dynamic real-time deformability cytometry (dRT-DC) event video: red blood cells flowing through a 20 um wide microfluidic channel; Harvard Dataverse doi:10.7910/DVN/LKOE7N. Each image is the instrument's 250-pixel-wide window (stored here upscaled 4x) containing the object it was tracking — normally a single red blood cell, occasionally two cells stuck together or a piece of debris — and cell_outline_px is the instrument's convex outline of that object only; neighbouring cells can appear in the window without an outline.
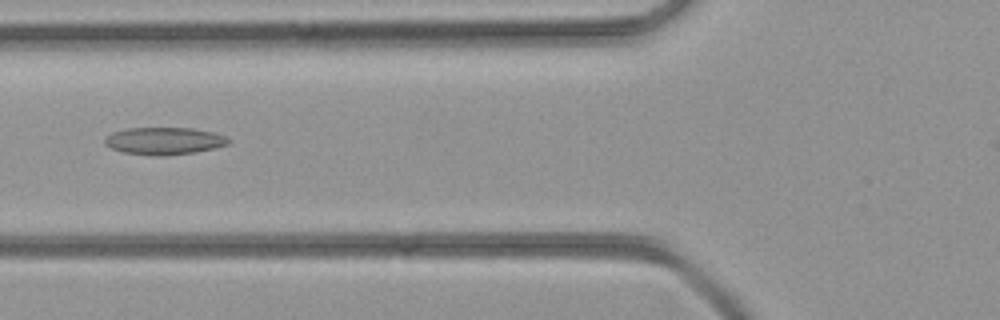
{"species": "common noctule bat (a hibernating species)", "species_latin": "Nyctalus noctula", "temperature_condition": "room temperature", "stored_images_in_passage": 40, "camera_frame_rate_fps": 3000, "um_per_image_px": 0.085, "animal": {"sex": "female", "body_mass_g": 21.9}, "frame": {"image": 1, "passage_image": 16, "time_ms": 5.0, "image_size_px": [1000, 320], "cell_outline_px": [[232, 140], [228, 144], [216, 148], [196, 152], [164, 156], [156, 156], [124, 152], [112, 148], [104, 144], [104, 136], [112, 132], [128, 128], [192, 128], [212, 132], [224, 136]], "centroid_in_image_um": [13.95, 11.98], "position_along_channel_um": 111.9, "area_um2": 19.77}}
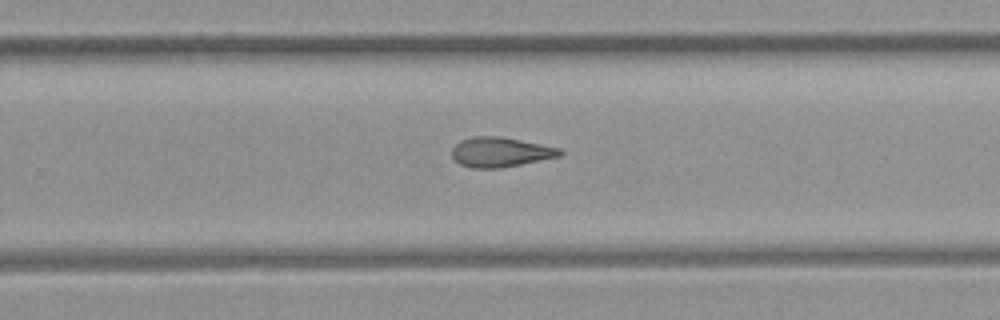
{"frame": {"image": 2, "passage_image": 27, "time_ms": 8.667, "image_size_px": [1000, 320], "cell_outline_px": [[564, 152], [560, 156], [500, 168], [472, 168], [460, 164], [452, 156], [452, 148], [460, 140], [472, 136], [500, 136], [560, 148]], "centroid_in_image_um": [42.51, 12.92], "position_along_channel_um": 287.3, "area_um2": 18.61}}
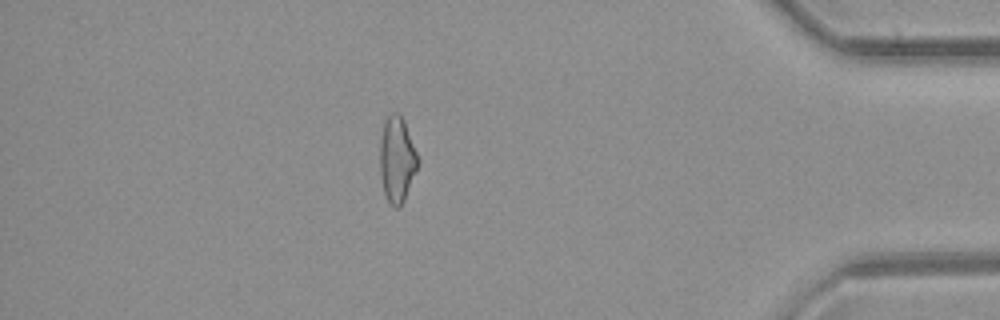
{"frame": {"image": 3, "passage_image": 37, "time_ms": 12.0, "image_size_px": [1000, 320], "cell_outline_px": [[420, 160], [404, 200], [400, 208], [392, 208], [388, 204], [384, 196], [380, 176], [380, 140], [384, 124], [388, 116], [392, 112], [396, 112], [404, 120]], "centroid_in_image_um": [33.73, 13.62], "position_along_channel_um": 401.5, "area_um2": 19.13}}